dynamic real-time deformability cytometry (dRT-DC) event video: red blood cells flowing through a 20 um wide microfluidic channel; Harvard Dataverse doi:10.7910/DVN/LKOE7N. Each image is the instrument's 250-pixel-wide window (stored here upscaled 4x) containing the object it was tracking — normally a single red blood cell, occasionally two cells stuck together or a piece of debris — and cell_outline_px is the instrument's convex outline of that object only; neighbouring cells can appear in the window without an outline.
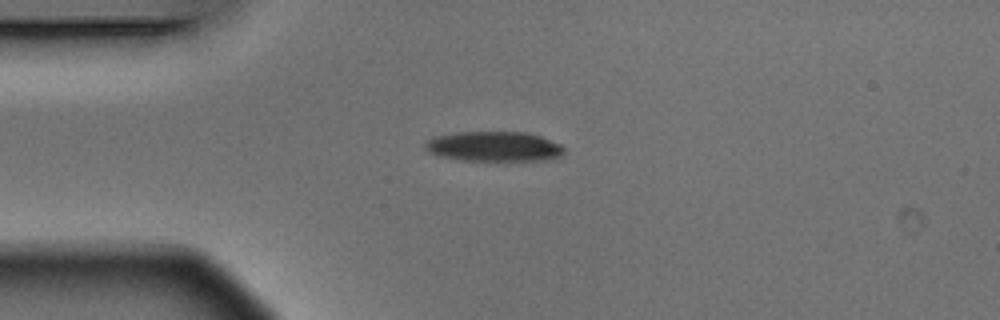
{"species": "Egyptian fruit bat (a non-hibernating species)", "species_latin": "Rousettus aegyptiacus", "temperature_condition": "warm", "stored_images_in_passage": 9, "camera_frame_rate_fps": 3000, "um_per_image_px": 0.085, "animal": {"sex": "male"}, "frame": {"image": 1, "passage_image": 3, "time_ms": 0.667, "image_size_px": [1000, 320], "cell_outline_px": [[564, 152], [560, 156], [548, 160], [460, 160], [440, 156], [428, 152], [424, 148], [424, 144], [428, 140], [436, 136], [460, 132], [524, 132], [540, 136], [560, 144], [564, 148]], "centroid_in_image_um": [41.98, 12.45], "position_along_channel_um": 43.0, "area_um2": 24.1}}
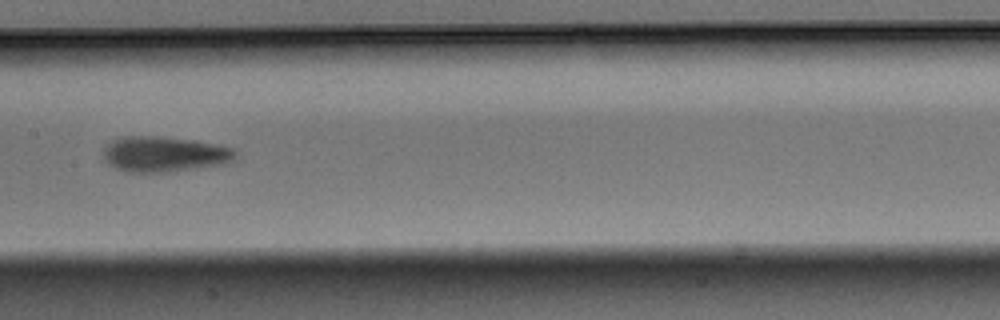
{"frame": {"image": 2, "passage_image": 7, "time_ms": 2.0, "image_size_px": [1000, 320], "cell_outline_px": [[236, 156], [232, 160], [224, 164], [168, 172], [128, 172], [116, 168], [108, 164], [104, 160], [104, 148], [112, 140], [124, 136], [156, 136], [196, 140], [232, 148], [236, 152]], "centroid_in_image_um": [13.94, 13.1], "position_along_channel_um": 193.5, "area_um2": 27.22}}
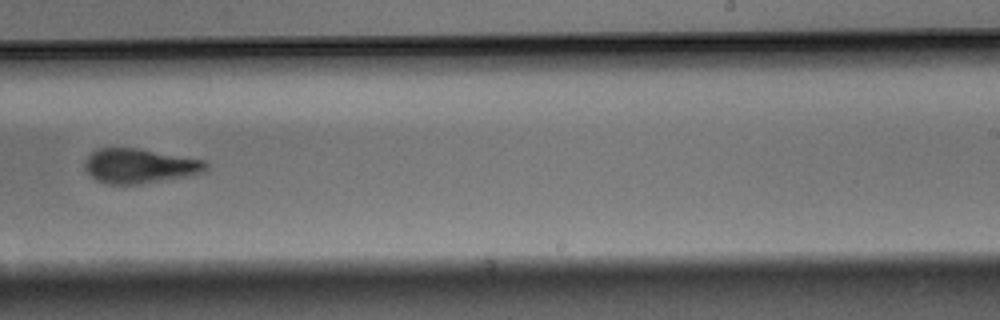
{"frame": {"image": 3, "passage_image": 9, "time_ms": 2.667, "image_size_px": [1000, 320], "cell_outline_px": [[208, 168], [204, 172], [184, 176], [140, 184], [104, 184], [96, 180], [84, 168], [84, 160], [92, 152], [100, 148], [140, 148], [204, 160], [208, 164]], "centroid_in_image_um": [11.84, 14.1], "position_along_channel_um": 277.2, "area_um2": 24.39}}